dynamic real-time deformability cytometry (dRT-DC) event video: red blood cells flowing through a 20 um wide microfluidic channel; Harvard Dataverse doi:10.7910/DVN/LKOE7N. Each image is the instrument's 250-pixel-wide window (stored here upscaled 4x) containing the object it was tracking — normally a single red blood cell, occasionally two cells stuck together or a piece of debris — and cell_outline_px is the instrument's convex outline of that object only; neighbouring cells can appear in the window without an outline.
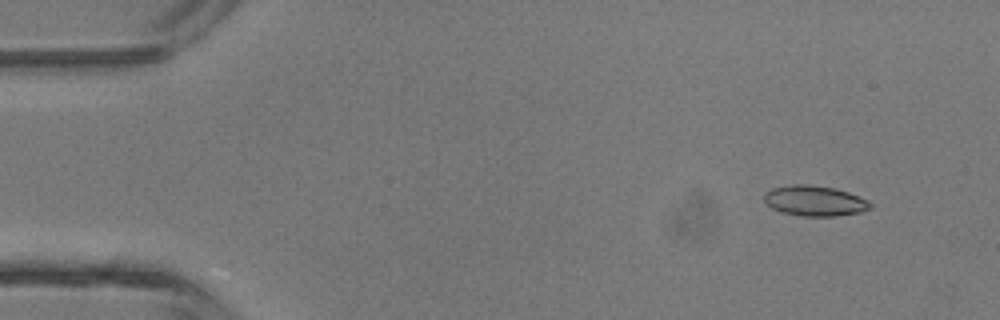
{"species": "common noctule bat (a hibernating species)", "species_latin": "Nyctalus noctula", "temperature_condition": "room temperature", "stored_images_in_passage": 4, "camera_frame_rate_fps": 3000, "um_per_image_px": 0.085, "animal": {"sex": "male", "body_mass_g": 13.3}, "frame": {"image": 1, "passage_image": 2, "time_ms": 1.0, "image_size_px": [1000, 320], "cell_outline_px": [[872, 208], [860, 212], [836, 216], [800, 216], [780, 212], [772, 208], [764, 200], [764, 192], [772, 188], [792, 184], [808, 184], [836, 188], [848, 192], [868, 200], [872, 204]], "centroid_in_image_um": [69.24, 17.07], "position_along_channel_um": 15.8, "area_um2": 18.96}}
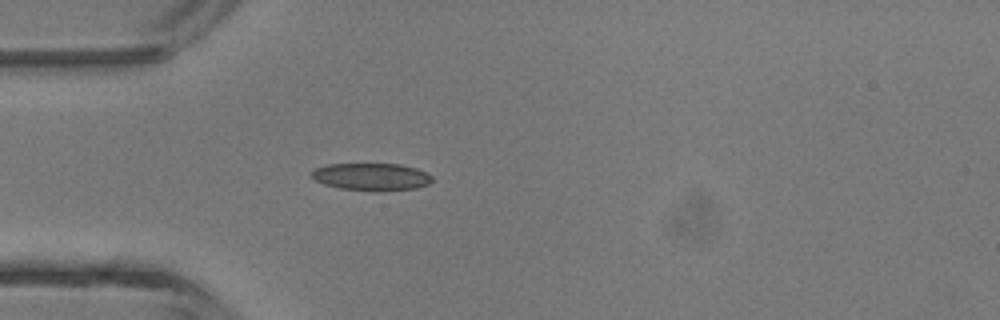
{"frame": {"image": 2, "passage_image": 4, "time_ms": 4.0, "image_size_px": [1000, 320], "cell_outline_px": [[432, 180], [428, 184], [416, 188], [380, 192], [376, 192], [340, 188], [324, 184], [316, 180], [308, 172], [316, 168], [328, 164], [400, 164], [416, 168], [432, 176]], "centroid_in_image_um": [31.56, 15.03], "position_along_channel_um": 53.4, "area_um2": 19.36}}